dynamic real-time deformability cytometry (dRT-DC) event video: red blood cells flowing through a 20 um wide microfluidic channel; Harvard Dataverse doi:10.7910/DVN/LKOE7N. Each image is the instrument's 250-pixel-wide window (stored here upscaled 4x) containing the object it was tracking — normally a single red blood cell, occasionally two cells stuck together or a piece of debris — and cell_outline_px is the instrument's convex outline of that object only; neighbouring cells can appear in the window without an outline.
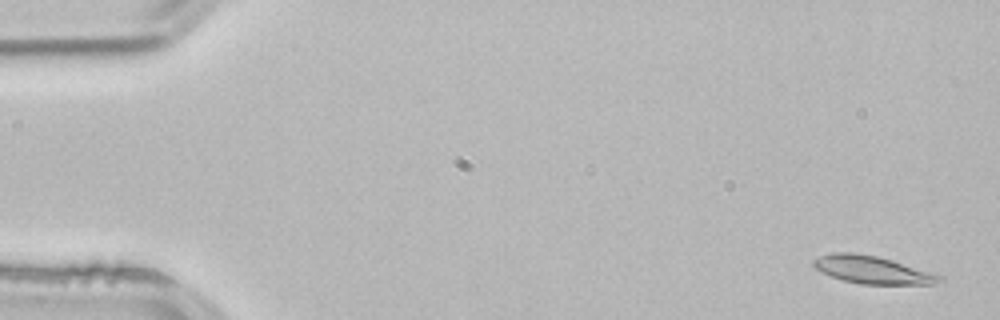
{"species": "common noctule bat (a hibernating species)", "species_latin": "Nyctalus noctula", "temperature_condition": "room temperature", "stored_images_in_passage": 3, "camera_frame_rate_fps": 3000, "um_per_image_px": 0.085, "animal": {"sex": "male", "body_mass_g": 21.5, "forearm_length_mm": 52.0}, "frame": {"image": 1, "passage_image": 1, "time_ms": 0.0, "image_size_px": [1000, 320], "cell_outline_px": [[944, 280], [932, 284], [860, 284], [844, 280], [820, 272], [812, 264], [812, 260], [820, 256], [832, 252], [852, 252], [876, 256], [892, 260], [944, 276]], "centroid_in_image_um": [74.14, 22.93], "position_along_channel_um": 10.9, "area_um2": 20.23}}